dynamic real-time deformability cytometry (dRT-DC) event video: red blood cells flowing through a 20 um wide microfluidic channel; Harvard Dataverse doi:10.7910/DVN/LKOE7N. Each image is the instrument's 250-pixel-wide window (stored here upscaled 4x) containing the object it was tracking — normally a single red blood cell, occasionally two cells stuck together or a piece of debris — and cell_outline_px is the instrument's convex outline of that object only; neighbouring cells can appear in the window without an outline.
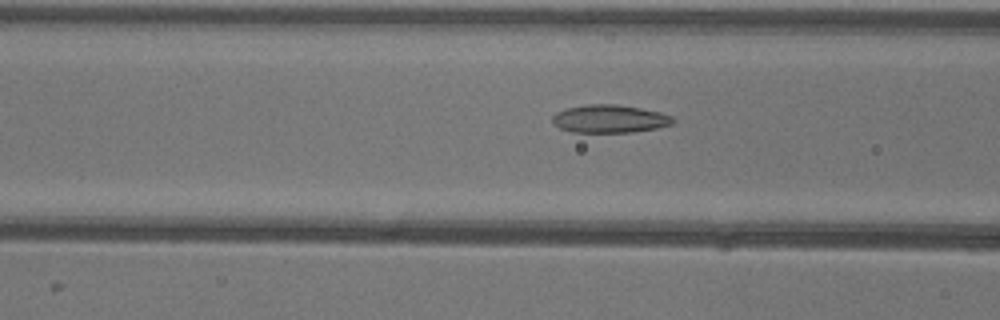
{"species": "common noctule bat (a hibernating species)", "species_latin": "Nyctalus noctula", "temperature_condition": "warm", "stored_images_in_passage": 52, "camera_frame_rate_fps": 3000, "um_per_image_px": 0.085, "animal": {"sex": "female"}, "frame": {"image": 1, "passage_image": 20, "time_ms": 6.333, "image_size_px": [1000, 320], "cell_outline_px": [[676, 120], [672, 124], [656, 128], [632, 132], [572, 132], [560, 128], [552, 124], [552, 116], [556, 112], [564, 108], [588, 104], [616, 104], [640, 108], [660, 112], [672, 116]], "centroid_in_image_um": [51.79, 10.09], "position_along_channel_um": 114.8, "area_um2": 19.77}}
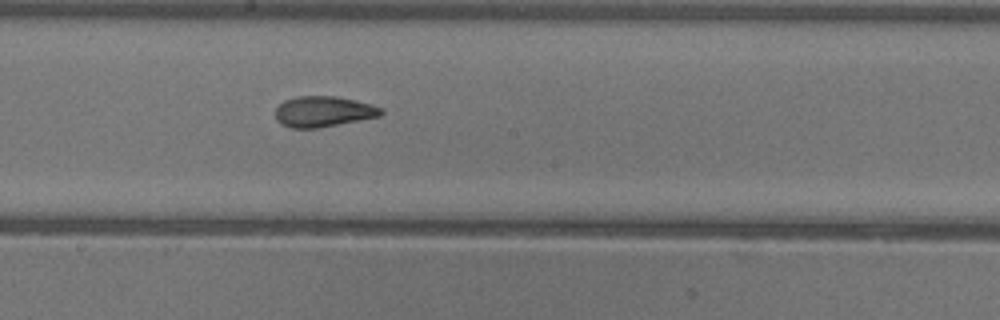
{"frame": {"image": 2, "passage_image": 28, "time_ms": 9.0, "image_size_px": [1000, 320], "cell_outline_px": [[384, 112], [380, 116], [316, 128], [292, 128], [280, 124], [276, 120], [276, 108], [284, 100], [296, 96], [336, 96], [372, 104], [384, 108]], "centroid_in_image_um": [27.48, 9.47], "position_along_channel_um": 220.7, "area_um2": 18.9}}
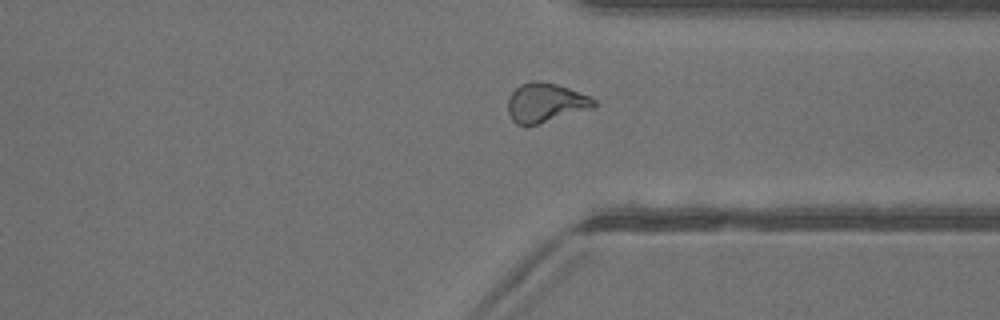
{"frame": {"image": 3, "passage_image": 39, "time_ms": 12.667, "image_size_px": [1000, 320], "cell_outline_px": [[596, 104], [592, 108], [536, 124], [516, 124], [512, 120], [508, 112], [508, 96], [520, 84], [532, 80], [556, 84], [568, 88], [588, 96], [596, 100]], "centroid_in_image_um": [46.33, 8.71], "position_along_channel_um": 365.1, "area_um2": 19.25}, "authors_computed_cell_mechanics": {"area_um2": 20.2011, "velocity_mm_per_s": 3.9654, "shape_relaxation_time_tau1_ms": null, "shape_relaxation_time_tau2_ms": 1.8937, "deformation_change_tau1": null, "deformation_change_tau2": 0.0912}}